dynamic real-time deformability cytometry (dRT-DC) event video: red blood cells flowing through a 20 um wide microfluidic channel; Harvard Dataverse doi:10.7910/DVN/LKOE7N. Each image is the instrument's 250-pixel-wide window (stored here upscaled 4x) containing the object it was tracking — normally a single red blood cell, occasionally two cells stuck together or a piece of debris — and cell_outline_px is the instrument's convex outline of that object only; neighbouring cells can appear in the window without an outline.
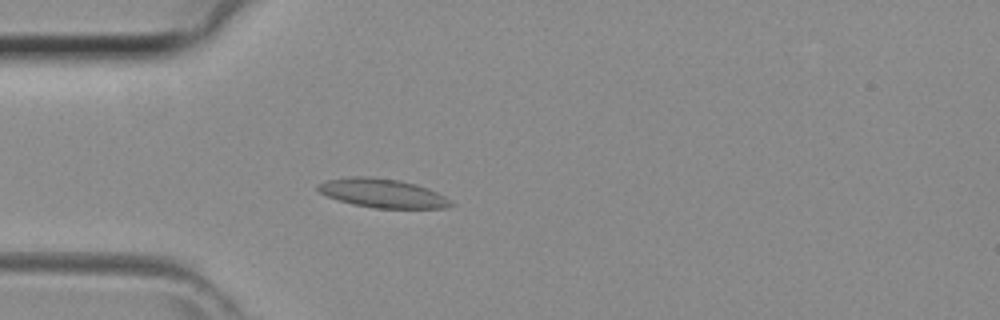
{"species": "common noctule bat (a hibernating species)", "species_latin": "Nyctalus noctula", "temperature_condition": "room temperature", "stored_images_in_passage": 35, "camera_frame_rate_fps": 3000, "um_per_image_px": 0.085, "animal": {"sex": "female", "body_mass_g": 29.2, "forearm_length_mm": 56.3}, "frame": {"image": 1, "passage_image": 4, "time_ms": 1.0, "image_size_px": [1000, 320], "cell_outline_px": [[456, 204], [448, 208], [376, 208], [352, 204], [328, 196], [320, 192], [316, 188], [316, 184], [328, 180], [352, 176], [372, 176], [396, 180], [416, 184], [428, 188], [444, 196]], "centroid_in_image_um": [32.53, 16.42], "position_along_channel_um": 52.5, "area_um2": 22.31}}
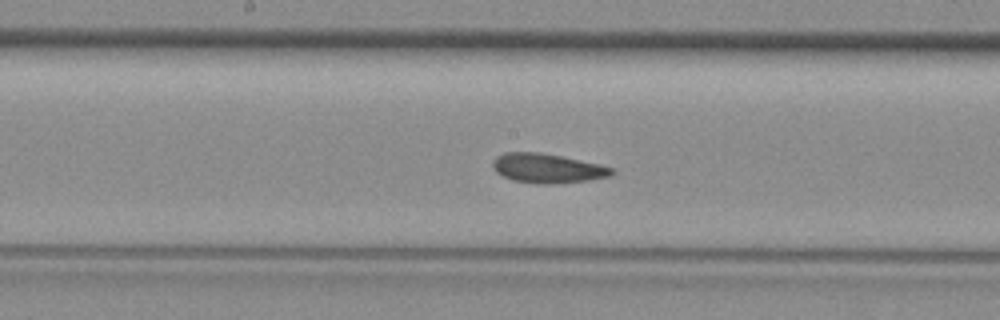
{"frame": {"image": 2, "passage_image": 14, "time_ms": 4.333, "image_size_px": [1000, 320], "cell_outline_px": [[616, 172], [612, 176], [588, 180], [548, 184], [536, 184], [512, 180], [496, 172], [492, 164], [492, 160], [496, 156], [504, 152], [540, 152], [600, 164], [616, 168]], "centroid_in_image_um": [46.55, 14.3], "position_along_channel_um": 201.6, "area_um2": 20.52}}
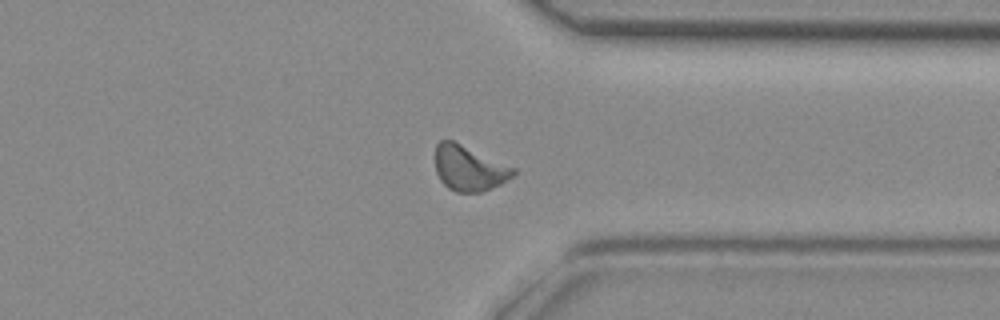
{"frame": {"image": 3, "passage_image": 25, "time_ms": 8.0, "image_size_px": [1000, 320], "cell_outline_px": [[516, 172], [512, 176], [500, 184], [480, 192], [456, 192], [448, 188], [440, 180], [436, 172], [436, 144], [440, 140], [452, 140], [516, 168]], "centroid_in_image_um": [39.86, 14.3], "position_along_channel_um": 371.5, "area_um2": 20.35}}